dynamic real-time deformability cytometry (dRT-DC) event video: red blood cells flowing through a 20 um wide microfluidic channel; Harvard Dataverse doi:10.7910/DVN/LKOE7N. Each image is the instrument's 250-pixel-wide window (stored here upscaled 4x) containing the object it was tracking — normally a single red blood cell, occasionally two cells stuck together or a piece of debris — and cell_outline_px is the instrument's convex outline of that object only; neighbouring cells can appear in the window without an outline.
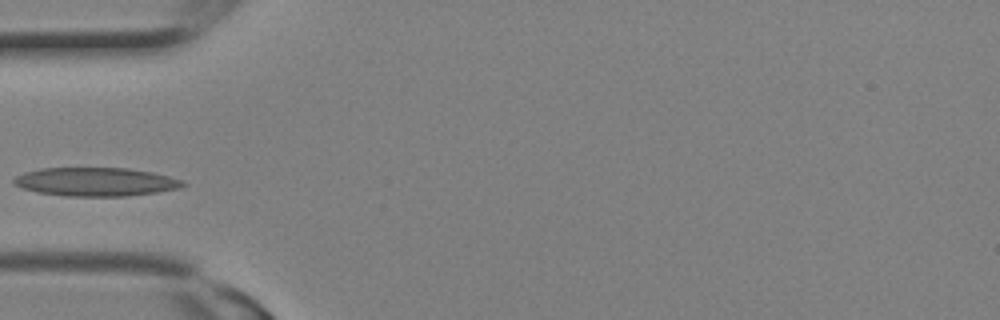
{"species": "Egyptian fruit bat (a non-hibernating species)", "species_latin": "Rousettus aegyptiacus", "temperature_condition": "room temperature", "stored_images_in_passage": 1, "camera_frame_rate_fps": 3000, "um_per_image_px": 0.085, "animal": {"sex": "female"}, "frame": {"image": 1, "passage_image": 1, "time_ms": 0.0, "image_size_px": [1000, 320], "cell_outline_px": [[188, 184], [180, 188], [156, 192], [128, 196], [64, 196], [36, 192], [12, 184], [12, 180], [16, 176], [24, 172], [40, 168], [128, 168], [152, 172], [168, 176], [180, 180]], "centroid_in_image_um": [8.11, 15.45], "position_along_channel_um": 76.9, "area_um2": 28.21}}